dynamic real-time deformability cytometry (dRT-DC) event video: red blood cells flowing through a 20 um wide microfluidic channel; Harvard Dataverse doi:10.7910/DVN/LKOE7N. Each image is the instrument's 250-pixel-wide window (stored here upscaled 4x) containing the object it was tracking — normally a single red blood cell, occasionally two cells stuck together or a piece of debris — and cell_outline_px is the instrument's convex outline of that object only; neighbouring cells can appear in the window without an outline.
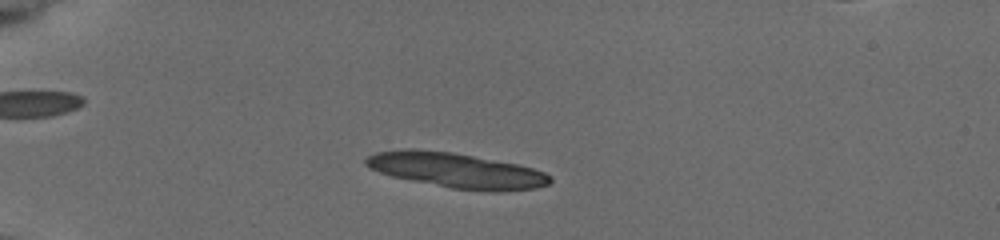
{"species": "common noctule bat (a hibernating species)", "species_latin": "Nyctalus noctula", "temperature_condition": "cold", "stored_images_in_passage": 10, "camera_frame_rate_fps": 3000, "um_per_image_px": 0.085, "animal": {"sex": "female", "body_mass_g": 19.5, "forearm_length_mm": 54.1}, "frame": {"image": 1, "passage_image": 10, "time_ms": 3.0, "image_size_px": [1000, 240], "cell_outline_px": [[548, 180], [544, 184], [520, 188], [468, 188], [480, 164], [504, 164], [524, 168], [548, 176]], "centroid_in_image_um": [42.99, 15.06], "position_along_channel_um": 42.0, "area_um2": 10.64}}